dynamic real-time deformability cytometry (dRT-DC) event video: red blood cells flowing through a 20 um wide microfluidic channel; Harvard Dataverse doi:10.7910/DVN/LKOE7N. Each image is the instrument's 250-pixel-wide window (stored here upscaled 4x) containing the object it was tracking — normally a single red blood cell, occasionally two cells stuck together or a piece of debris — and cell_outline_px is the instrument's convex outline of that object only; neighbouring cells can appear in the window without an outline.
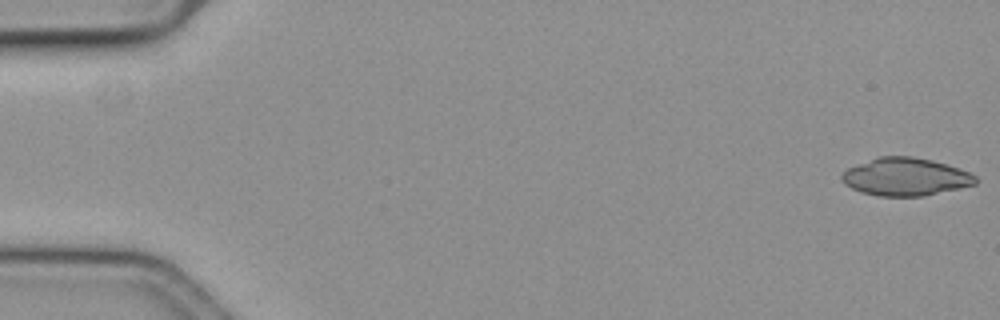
{"species": "common noctule bat (a hibernating species)", "species_latin": "Nyctalus noctula", "temperature_condition": "cold", "stored_images_in_passage": 17, "camera_frame_rate_fps": 3000, "um_per_image_px": 0.085, "animal": {"sex": "female", "body_mass_g": 19.3, "forearm_length_mm": 54.1}, "frame": {"image": 1, "passage_image": 1, "time_ms": 0.0, "image_size_px": [1000, 320], "cell_outline_px": [[976, 184], [924, 196], [876, 196], [860, 192], [844, 184], [840, 176], [848, 168], [876, 156], [912, 156], [932, 160], [968, 172], [976, 176]], "centroid_in_image_um": [76.92, 15.03], "position_along_channel_um": 8.1, "area_um2": 29.36}}